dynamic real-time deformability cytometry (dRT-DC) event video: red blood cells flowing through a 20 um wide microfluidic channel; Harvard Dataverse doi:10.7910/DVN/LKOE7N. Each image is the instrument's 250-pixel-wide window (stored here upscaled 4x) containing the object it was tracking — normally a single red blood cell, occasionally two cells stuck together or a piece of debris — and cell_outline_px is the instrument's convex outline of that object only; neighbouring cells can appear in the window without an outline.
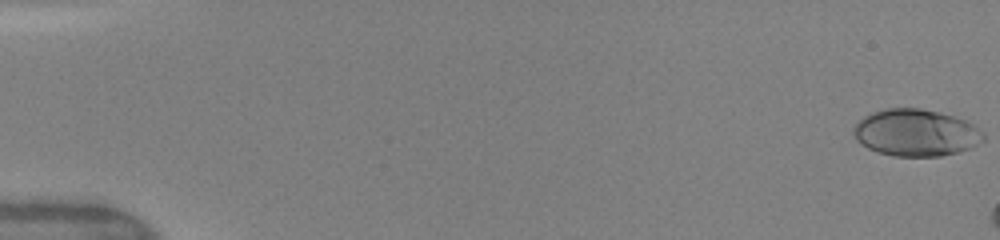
{"species": "human", "species_latin": "Homo sapiens", "temperature_condition": "warm", "stored_images_in_passage": 7, "camera_frame_rate_fps": 3000, "um_per_image_px": 0.085, "donor": {"sex": "female"}, "frame": {"image": 1, "passage_image": 1, "time_ms": 0.0, "image_size_px": [1000, 240], "cell_outline_px": [[984, 140], [972, 148], [940, 156], [892, 156], [876, 152], [860, 144], [856, 140], [852, 132], [852, 128], [864, 116], [872, 112], [884, 108], [920, 108], [940, 112], [968, 120], [984, 132]], "centroid_in_image_um": [77.85, 11.28], "position_along_channel_um": 7.2, "area_um2": 35.95}}